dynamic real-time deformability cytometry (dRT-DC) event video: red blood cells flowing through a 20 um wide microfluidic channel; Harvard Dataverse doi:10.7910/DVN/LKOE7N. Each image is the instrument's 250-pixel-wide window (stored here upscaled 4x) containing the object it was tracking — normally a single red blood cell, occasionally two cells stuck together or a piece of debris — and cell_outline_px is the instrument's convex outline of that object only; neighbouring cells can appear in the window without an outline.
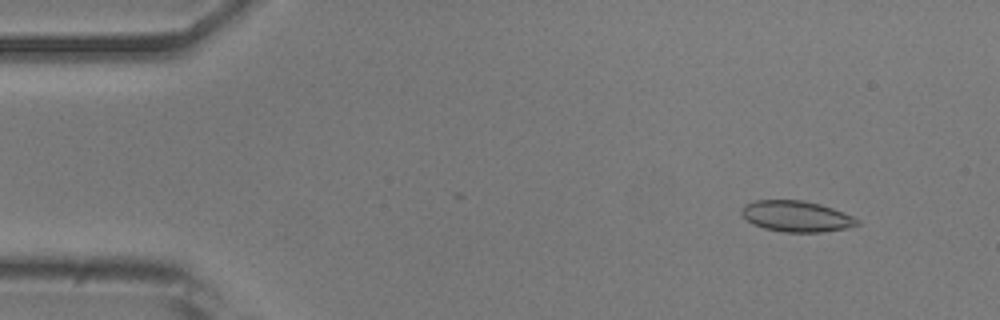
{"species": "common noctule bat (a hibernating species)", "species_latin": "Nyctalus noctula", "temperature_condition": "room temperature", "stored_images_in_passage": 49, "camera_frame_rate_fps": 3000, "um_per_image_px": 0.085, "animal": {"sex": "male", "body_mass_g": 20.5, "forearm_length_mm": 52.5}, "frame": {"image": 1, "passage_image": 5, "time_ms": 1.333, "image_size_px": [1000, 320], "cell_outline_px": [[860, 224], [844, 228], [820, 232], [784, 232], [764, 228], [752, 224], [740, 212], [744, 204], [756, 200], [804, 200], [820, 204], [832, 208], [852, 216], [860, 220]], "centroid_in_image_um": [67.67, 18.38], "position_along_channel_um": 17.3, "area_um2": 20.75}}
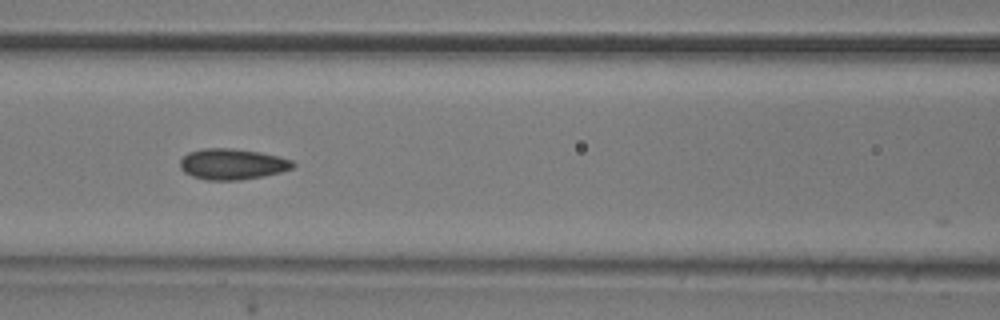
{"frame": {"image": 2, "passage_image": 22, "time_ms": 7.0, "image_size_px": [1000, 320], "cell_outline_px": [[296, 164], [292, 168], [280, 172], [240, 180], [208, 180], [192, 176], [184, 172], [180, 168], [180, 160], [188, 152], [204, 148], [232, 148], [260, 152], [280, 156], [292, 160]], "centroid_in_image_um": [19.74, 13.94], "position_along_channel_um": 146.9, "area_um2": 20.29}}
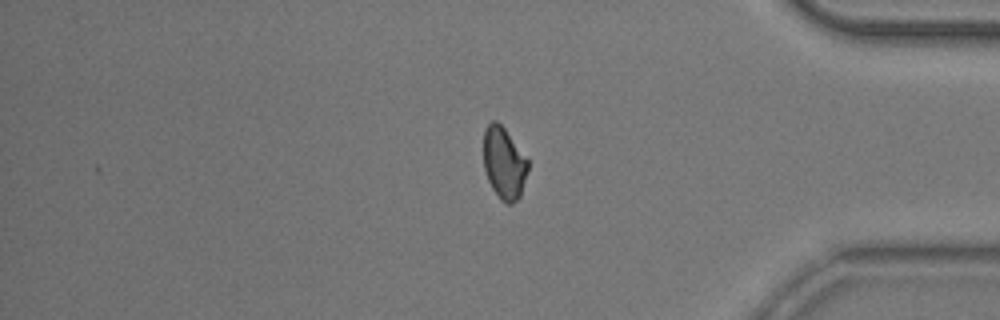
{"frame": {"image": 3, "passage_image": 43, "time_ms": 14.0, "image_size_px": [1000, 320], "cell_outline_px": [[528, 172], [520, 196], [512, 204], [504, 204], [500, 200], [492, 188], [488, 180], [484, 168], [484, 128], [492, 120], [496, 120], [504, 128], [528, 160]], "centroid_in_image_um": [42.84, 13.89], "position_along_channel_um": 392.4, "area_um2": 18.61}, "authors_computed_cell_mechanics": {"area_um2": 19.941, "velocity_mm_per_s": 3.87, "shape_relaxation_time_tau1_ms": 6.0924, "shape_relaxation_time_tau2_ms": 1.8963, "deformation_change_tau1": 0.1155, "deformation_change_tau2": 0.0509}}